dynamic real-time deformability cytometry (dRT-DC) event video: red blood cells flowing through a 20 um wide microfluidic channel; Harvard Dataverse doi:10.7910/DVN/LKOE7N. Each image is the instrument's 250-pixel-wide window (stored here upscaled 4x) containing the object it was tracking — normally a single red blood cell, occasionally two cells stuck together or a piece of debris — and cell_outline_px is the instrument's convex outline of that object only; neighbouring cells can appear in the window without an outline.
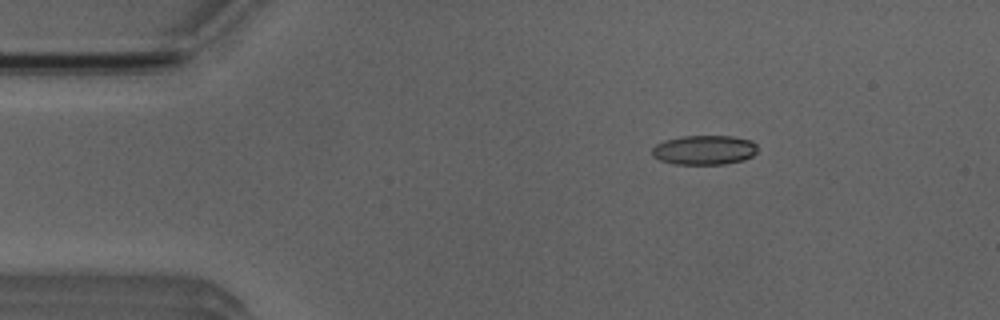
{"species": "Egyptian fruit bat (a non-hibernating species)", "species_latin": "Rousettus aegyptiacus", "temperature_condition": "room temperature", "stored_images_in_passage": 6, "segment_of_instrument_passage": [1, 2], "camera_frame_rate_fps": 3000, "um_per_image_px": 0.085, "animal": {"sex": "male"}, "frame": {"image": 1, "passage_image": 3, "time_ms": 2.333, "image_size_px": [1000, 320], "cell_outline_px": [[756, 152], [752, 156], [744, 160], [724, 164], [676, 164], [660, 160], [652, 156], [652, 148], [656, 144], [664, 140], [680, 136], [732, 136], [752, 140], [756, 144]], "centroid_in_image_um": [59.86, 12.74], "position_along_channel_um": 25.1, "area_um2": 18.21}}